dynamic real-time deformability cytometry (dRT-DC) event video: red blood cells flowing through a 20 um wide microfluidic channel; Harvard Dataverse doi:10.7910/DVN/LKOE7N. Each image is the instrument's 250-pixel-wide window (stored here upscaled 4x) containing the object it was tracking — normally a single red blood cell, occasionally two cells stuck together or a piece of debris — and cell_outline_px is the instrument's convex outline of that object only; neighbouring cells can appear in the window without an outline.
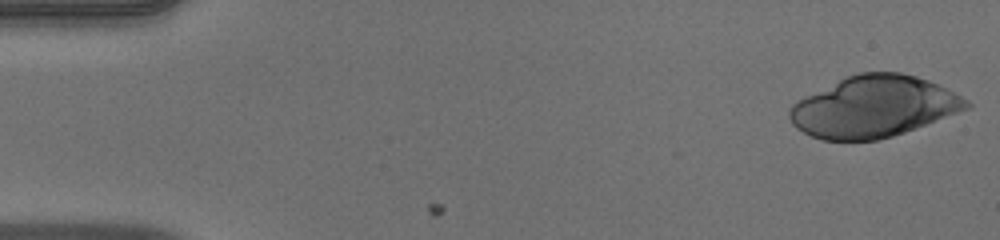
{"species": "human", "species_latin": "Homo sapiens", "temperature_condition": "warm", "stored_images_in_passage": 50, "camera_frame_rate_fps": 3000, "um_per_image_px": 0.085, "donor": {"sex": "male"}, "frame": {"image": 1, "passage_image": 1, "time_ms": 0.0, "image_size_px": [1000, 240], "cell_outline_px": [[972, 108], [904, 132], [892, 136], [876, 140], [820, 140], [796, 128], [792, 124], [788, 116], [788, 108], [792, 104], [848, 76], [860, 72], [900, 72], [916, 76], [928, 80], [968, 100], [972, 104]], "centroid_in_image_um": [74.28, 9.08], "position_along_channel_um": 10.7, "area_um2": 62.54}}